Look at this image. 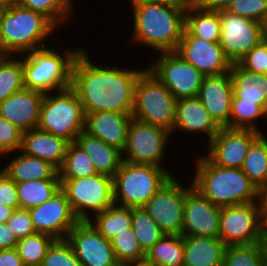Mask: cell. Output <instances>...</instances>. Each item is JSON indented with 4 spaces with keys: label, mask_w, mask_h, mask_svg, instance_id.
Returning <instances> with one entry per match:
<instances>
[{
    "label": "cell",
    "mask_w": 267,
    "mask_h": 266,
    "mask_svg": "<svg viewBox=\"0 0 267 266\" xmlns=\"http://www.w3.org/2000/svg\"><path fill=\"white\" fill-rule=\"evenodd\" d=\"M176 128L195 133L207 132L210 142L221 127L197 97H189L177 99L174 129Z\"/></svg>",
    "instance_id": "obj_24"
},
{
    "label": "cell",
    "mask_w": 267,
    "mask_h": 266,
    "mask_svg": "<svg viewBox=\"0 0 267 266\" xmlns=\"http://www.w3.org/2000/svg\"><path fill=\"white\" fill-rule=\"evenodd\" d=\"M132 208L116 206L114 203L107 209L96 214V224L93 226L108 241L113 240L118 234L132 228Z\"/></svg>",
    "instance_id": "obj_32"
},
{
    "label": "cell",
    "mask_w": 267,
    "mask_h": 266,
    "mask_svg": "<svg viewBox=\"0 0 267 266\" xmlns=\"http://www.w3.org/2000/svg\"><path fill=\"white\" fill-rule=\"evenodd\" d=\"M20 208L31 209L47 201L61 189L60 179L16 182Z\"/></svg>",
    "instance_id": "obj_30"
},
{
    "label": "cell",
    "mask_w": 267,
    "mask_h": 266,
    "mask_svg": "<svg viewBox=\"0 0 267 266\" xmlns=\"http://www.w3.org/2000/svg\"><path fill=\"white\" fill-rule=\"evenodd\" d=\"M226 10L263 24L267 17V0H236Z\"/></svg>",
    "instance_id": "obj_43"
},
{
    "label": "cell",
    "mask_w": 267,
    "mask_h": 266,
    "mask_svg": "<svg viewBox=\"0 0 267 266\" xmlns=\"http://www.w3.org/2000/svg\"><path fill=\"white\" fill-rule=\"evenodd\" d=\"M175 52L204 76L228 73L233 65L219 42L193 36L186 28Z\"/></svg>",
    "instance_id": "obj_16"
},
{
    "label": "cell",
    "mask_w": 267,
    "mask_h": 266,
    "mask_svg": "<svg viewBox=\"0 0 267 266\" xmlns=\"http://www.w3.org/2000/svg\"><path fill=\"white\" fill-rule=\"evenodd\" d=\"M169 131L163 127L148 124L132 118L127 132V142L123 152L124 161L133 164H152L160 167Z\"/></svg>",
    "instance_id": "obj_13"
},
{
    "label": "cell",
    "mask_w": 267,
    "mask_h": 266,
    "mask_svg": "<svg viewBox=\"0 0 267 266\" xmlns=\"http://www.w3.org/2000/svg\"><path fill=\"white\" fill-rule=\"evenodd\" d=\"M258 206L250 202L221 208L219 238L227 246L257 243L261 232Z\"/></svg>",
    "instance_id": "obj_14"
},
{
    "label": "cell",
    "mask_w": 267,
    "mask_h": 266,
    "mask_svg": "<svg viewBox=\"0 0 267 266\" xmlns=\"http://www.w3.org/2000/svg\"><path fill=\"white\" fill-rule=\"evenodd\" d=\"M14 211V208L0 203V224L6 223Z\"/></svg>",
    "instance_id": "obj_54"
},
{
    "label": "cell",
    "mask_w": 267,
    "mask_h": 266,
    "mask_svg": "<svg viewBox=\"0 0 267 266\" xmlns=\"http://www.w3.org/2000/svg\"><path fill=\"white\" fill-rule=\"evenodd\" d=\"M259 199L261 231L267 232V196H260Z\"/></svg>",
    "instance_id": "obj_52"
},
{
    "label": "cell",
    "mask_w": 267,
    "mask_h": 266,
    "mask_svg": "<svg viewBox=\"0 0 267 266\" xmlns=\"http://www.w3.org/2000/svg\"><path fill=\"white\" fill-rule=\"evenodd\" d=\"M44 93L31 89L15 92L0 103V116L23 132L37 128Z\"/></svg>",
    "instance_id": "obj_21"
},
{
    "label": "cell",
    "mask_w": 267,
    "mask_h": 266,
    "mask_svg": "<svg viewBox=\"0 0 267 266\" xmlns=\"http://www.w3.org/2000/svg\"><path fill=\"white\" fill-rule=\"evenodd\" d=\"M90 157L96 172L114 177L123 162V152L82 131L75 141Z\"/></svg>",
    "instance_id": "obj_26"
},
{
    "label": "cell",
    "mask_w": 267,
    "mask_h": 266,
    "mask_svg": "<svg viewBox=\"0 0 267 266\" xmlns=\"http://www.w3.org/2000/svg\"><path fill=\"white\" fill-rule=\"evenodd\" d=\"M132 230L142 250L147 253L165 234L143 207L131 212Z\"/></svg>",
    "instance_id": "obj_35"
},
{
    "label": "cell",
    "mask_w": 267,
    "mask_h": 266,
    "mask_svg": "<svg viewBox=\"0 0 267 266\" xmlns=\"http://www.w3.org/2000/svg\"><path fill=\"white\" fill-rule=\"evenodd\" d=\"M6 225L18 240L36 233L28 209H15L12 216L6 222Z\"/></svg>",
    "instance_id": "obj_46"
},
{
    "label": "cell",
    "mask_w": 267,
    "mask_h": 266,
    "mask_svg": "<svg viewBox=\"0 0 267 266\" xmlns=\"http://www.w3.org/2000/svg\"><path fill=\"white\" fill-rule=\"evenodd\" d=\"M6 58L0 55V103L25 88L22 60Z\"/></svg>",
    "instance_id": "obj_37"
},
{
    "label": "cell",
    "mask_w": 267,
    "mask_h": 266,
    "mask_svg": "<svg viewBox=\"0 0 267 266\" xmlns=\"http://www.w3.org/2000/svg\"><path fill=\"white\" fill-rule=\"evenodd\" d=\"M182 235L163 236L147 253L145 262L153 266H183Z\"/></svg>",
    "instance_id": "obj_31"
},
{
    "label": "cell",
    "mask_w": 267,
    "mask_h": 266,
    "mask_svg": "<svg viewBox=\"0 0 267 266\" xmlns=\"http://www.w3.org/2000/svg\"><path fill=\"white\" fill-rule=\"evenodd\" d=\"M185 28L193 36L208 42H219L221 33L219 11L201 8L193 2L185 11Z\"/></svg>",
    "instance_id": "obj_28"
},
{
    "label": "cell",
    "mask_w": 267,
    "mask_h": 266,
    "mask_svg": "<svg viewBox=\"0 0 267 266\" xmlns=\"http://www.w3.org/2000/svg\"><path fill=\"white\" fill-rule=\"evenodd\" d=\"M261 196H267V186L262 191Z\"/></svg>",
    "instance_id": "obj_59"
},
{
    "label": "cell",
    "mask_w": 267,
    "mask_h": 266,
    "mask_svg": "<svg viewBox=\"0 0 267 266\" xmlns=\"http://www.w3.org/2000/svg\"><path fill=\"white\" fill-rule=\"evenodd\" d=\"M134 11V39L160 52H174L185 29L188 7H174L143 0H131Z\"/></svg>",
    "instance_id": "obj_2"
},
{
    "label": "cell",
    "mask_w": 267,
    "mask_h": 266,
    "mask_svg": "<svg viewBox=\"0 0 267 266\" xmlns=\"http://www.w3.org/2000/svg\"><path fill=\"white\" fill-rule=\"evenodd\" d=\"M236 0H195L201 8L213 11L226 10Z\"/></svg>",
    "instance_id": "obj_50"
},
{
    "label": "cell",
    "mask_w": 267,
    "mask_h": 266,
    "mask_svg": "<svg viewBox=\"0 0 267 266\" xmlns=\"http://www.w3.org/2000/svg\"><path fill=\"white\" fill-rule=\"evenodd\" d=\"M38 129L50 132L69 143L85 129V113L76 91L72 88L59 90V95L44 94L40 106Z\"/></svg>",
    "instance_id": "obj_7"
},
{
    "label": "cell",
    "mask_w": 267,
    "mask_h": 266,
    "mask_svg": "<svg viewBox=\"0 0 267 266\" xmlns=\"http://www.w3.org/2000/svg\"><path fill=\"white\" fill-rule=\"evenodd\" d=\"M16 4V0H0V9L5 10Z\"/></svg>",
    "instance_id": "obj_55"
},
{
    "label": "cell",
    "mask_w": 267,
    "mask_h": 266,
    "mask_svg": "<svg viewBox=\"0 0 267 266\" xmlns=\"http://www.w3.org/2000/svg\"><path fill=\"white\" fill-rule=\"evenodd\" d=\"M69 142L50 132L33 128L22 135L21 152L49 162L57 170L63 164Z\"/></svg>",
    "instance_id": "obj_23"
},
{
    "label": "cell",
    "mask_w": 267,
    "mask_h": 266,
    "mask_svg": "<svg viewBox=\"0 0 267 266\" xmlns=\"http://www.w3.org/2000/svg\"><path fill=\"white\" fill-rule=\"evenodd\" d=\"M89 61L82 50L72 69L71 87L76 91L84 113L110 111L132 115L134 89L143 71L99 68Z\"/></svg>",
    "instance_id": "obj_1"
},
{
    "label": "cell",
    "mask_w": 267,
    "mask_h": 266,
    "mask_svg": "<svg viewBox=\"0 0 267 266\" xmlns=\"http://www.w3.org/2000/svg\"><path fill=\"white\" fill-rule=\"evenodd\" d=\"M177 99L149 70L136 81L132 117L136 120L174 130Z\"/></svg>",
    "instance_id": "obj_8"
},
{
    "label": "cell",
    "mask_w": 267,
    "mask_h": 266,
    "mask_svg": "<svg viewBox=\"0 0 267 266\" xmlns=\"http://www.w3.org/2000/svg\"><path fill=\"white\" fill-rule=\"evenodd\" d=\"M183 266H223L227 245L210 236H183Z\"/></svg>",
    "instance_id": "obj_25"
},
{
    "label": "cell",
    "mask_w": 267,
    "mask_h": 266,
    "mask_svg": "<svg viewBox=\"0 0 267 266\" xmlns=\"http://www.w3.org/2000/svg\"><path fill=\"white\" fill-rule=\"evenodd\" d=\"M0 203L14 209L20 208L16 182L11 180L7 175L0 180Z\"/></svg>",
    "instance_id": "obj_47"
},
{
    "label": "cell",
    "mask_w": 267,
    "mask_h": 266,
    "mask_svg": "<svg viewBox=\"0 0 267 266\" xmlns=\"http://www.w3.org/2000/svg\"><path fill=\"white\" fill-rule=\"evenodd\" d=\"M193 187L221 208L255 202L261 191L241 168L222 167L208 158L197 161Z\"/></svg>",
    "instance_id": "obj_3"
},
{
    "label": "cell",
    "mask_w": 267,
    "mask_h": 266,
    "mask_svg": "<svg viewBox=\"0 0 267 266\" xmlns=\"http://www.w3.org/2000/svg\"><path fill=\"white\" fill-rule=\"evenodd\" d=\"M159 61L148 70L176 99L197 97L204 75L175 51L161 52Z\"/></svg>",
    "instance_id": "obj_10"
},
{
    "label": "cell",
    "mask_w": 267,
    "mask_h": 266,
    "mask_svg": "<svg viewBox=\"0 0 267 266\" xmlns=\"http://www.w3.org/2000/svg\"><path fill=\"white\" fill-rule=\"evenodd\" d=\"M16 4L47 17L56 27L70 14V0H16Z\"/></svg>",
    "instance_id": "obj_40"
},
{
    "label": "cell",
    "mask_w": 267,
    "mask_h": 266,
    "mask_svg": "<svg viewBox=\"0 0 267 266\" xmlns=\"http://www.w3.org/2000/svg\"><path fill=\"white\" fill-rule=\"evenodd\" d=\"M257 245L261 254V258L267 266V232L261 231L257 240Z\"/></svg>",
    "instance_id": "obj_51"
},
{
    "label": "cell",
    "mask_w": 267,
    "mask_h": 266,
    "mask_svg": "<svg viewBox=\"0 0 267 266\" xmlns=\"http://www.w3.org/2000/svg\"><path fill=\"white\" fill-rule=\"evenodd\" d=\"M6 175L14 182L59 179L58 170L49 162L21 153L6 167Z\"/></svg>",
    "instance_id": "obj_29"
},
{
    "label": "cell",
    "mask_w": 267,
    "mask_h": 266,
    "mask_svg": "<svg viewBox=\"0 0 267 266\" xmlns=\"http://www.w3.org/2000/svg\"><path fill=\"white\" fill-rule=\"evenodd\" d=\"M97 174L93 162L76 142L68 144L63 164L58 170L59 179H77Z\"/></svg>",
    "instance_id": "obj_34"
},
{
    "label": "cell",
    "mask_w": 267,
    "mask_h": 266,
    "mask_svg": "<svg viewBox=\"0 0 267 266\" xmlns=\"http://www.w3.org/2000/svg\"><path fill=\"white\" fill-rule=\"evenodd\" d=\"M6 175V168L2 169V171H0V180Z\"/></svg>",
    "instance_id": "obj_58"
},
{
    "label": "cell",
    "mask_w": 267,
    "mask_h": 266,
    "mask_svg": "<svg viewBox=\"0 0 267 266\" xmlns=\"http://www.w3.org/2000/svg\"><path fill=\"white\" fill-rule=\"evenodd\" d=\"M111 245L121 266L145 261L146 253L140 247L132 228L118 234L111 240Z\"/></svg>",
    "instance_id": "obj_38"
},
{
    "label": "cell",
    "mask_w": 267,
    "mask_h": 266,
    "mask_svg": "<svg viewBox=\"0 0 267 266\" xmlns=\"http://www.w3.org/2000/svg\"><path fill=\"white\" fill-rule=\"evenodd\" d=\"M260 131L221 127L209 142L207 158L217 166L242 168L252 142Z\"/></svg>",
    "instance_id": "obj_18"
},
{
    "label": "cell",
    "mask_w": 267,
    "mask_h": 266,
    "mask_svg": "<svg viewBox=\"0 0 267 266\" xmlns=\"http://www.w3.org/2000/svg\"><path fill=\"white\" fill-rule=\"evenodd\" d=\"M41 266H82L66 239H56L48 248Z\"/></svg>",
    "instance_id": "obj_42"
},
{
    "label": "cell",
    "mask_w": 267,
    "mask_h": 266,
    "mask_svg": "<svg viewBox=\"0 0 267 266\" xmlns=\"http://www.w3.org/2000/svg\"><path fill=\"white\" fill-rule=\"evenodd\" d=\"M241 169L262 192L267 186V139L262 132L252 142Z\"/></svg>",
    "instance_id": "obj_33"
},
{
    "label": "cell",
    "mask_w": 267,
    "mask_h": 266,
    "mask_svg": "<svg viewBox=\"0 0 267 266\" xmlns=\"http://www.w3.org/2000/svg\"><path fill=\"white\" fill-rule=\"evenodd\" d=\"M80 52L81 49L66 51L65 59L56 51L44 47L27 53L22 61L24 87L44 94L71 87L74 61Z\"/></svg>",
    "instance_id": "obj_5"
},
{
    "label": "cell",
    "mask_w": 267,
    "mask_h": 266,
    "mask_svg": "<svg viewBox=\"0 0 267 266\" xmlns=\"http://www.w3.org/2000/svg\"><path fill=\"white\" fill-rule=\"evenodd\" d=\"M56 26L43 14L18 4L2 10L0 15V55L31 52ZM39 44V46L37 45ZM38 46V47H37Z\"/></svg>",
    "instance_id": "obj_4"
},
{
    "label": "cell",
    "mask_w": 267,
    "mask_h": 266,
    "mask_svg": "<svg viewBox=\"0 0 267 266\" xmlns=\"http://www.w3.org/2000/svg\"><path fill=\"white\" fill-rule=\"evenodd\" d=\"M233 84L230 72L205 76L197 98L220 127H229Z\"/></svg>",
    "instance_id": "obj_20"
},
{
    "label": "cell",
    "mask_w": 267,
    "mask_h": 266,
    "mask_svg": "<svg viewBox=\"0 0 267 266\" xmlns=\"http://www.w3.org/2000/svg\"><path fill=\"white\" fill-rule=\"evenodd\" d=\"M191 186L185 189L181 235L219 238L221 207Z\"/></svg>",
    "instance_id": "obj_17"
},
{
    "label": "cell",
    "mask_w": 267,
    "mask_h": 266,
    "mask_svg": "<svg viewBox=\"0 0 267 266\" xmlns=\"http://www.w3.org/2000/svg\"><path fill=\"white\" fill-rule=\"evenodd\" d=\"M220 40L225 55L232 63H237L263 39V24L232 14L227 10L219 11Z\"/></svg>",
    "instance_id": "obj_12"
},
{
    "label": "cell",
    "mask_w": 267,
    "mask_h": 266,
    "mask_svg": "<svg viewBox=\"0 0 267 266\" xmlns=\"http://www.w3.org/2000/svg\"><path fill=\"white\" fill-rule=\"evenodd\" d=\"M55 240L51 235L36 232L20 239L15 248L24 266H41L48 248Z\"/></svg>",
    "instance_id": "obj_36"
},
{
    "label": "cell",
    "mask_w": 267,
    "mask_h": 266,
    "mask_svg": "<svg viewBox=\"0 0 267 266\" xmlns=\"http://www.w3.org/2000/svg\"><path fill=\"white\" fill-rule=\"evenodd\" d=\"M265 118L267 119V107H266V110H265Z\"/></svg>",
    "instance_id": "obj_60"
},
{
    "label": "cell",
    "mask_w": 267,
    "mask_h": 266,
    "mask_svg": "<svg viewBox=\"0 0 267 266\" xmlns=\"http://www.w3.org/2000/svg\"><path fill=\"white\" fill-rule=\"evenodd\" d=\"M243 69L251 73L266 74L267 41L262 40L237 62Z\"/></svg>",
    "instance_id": "obj_44"
},
{
    "label": "cell",
    "mask_w": 267,
    "mask_h": 266,
    "mask_svg": "<svg viewBox=\"0 0 267 266\" xmlns=\"http://www.w3.org/2000/svg\"><path fill=\"white\" fill-rule=\"evenodd\" d=\"M66 240L71 244L82 266H121L111 241L105 239L90 220H79L69 231Z\"/></svg>",
    "instance_id": "obj_15"
},
{
    "label": "cell",
    "mask_w": 267,
    "mask_h": 266,
    "mask_svg": "<svg viewBox=\"0 0 267 266\" xmlns=\"http://www.w3.org/2000/svg\"><path fill=\"white\" fill-rule=\"evenodd\" d=\"M230 75L232 77L233 94L240 103H255L267 105V75L251 73L238 63H233Z\"/></svg>",
    "instance_id": "obj_27"
},
{
    "label": "cell",
    "mask_w": 267,
    "mask_h": 266,
    "mask_svg": "<svg viewBox=\"0 0 267 266\" xmlns=\"http://www.w3.org/2000/svg\"><path fill=\"white\" fill-rule=\"evenodd\" d=\"M126 266H153V265H150V264H147L145 261L144 262H141V263H133L132 264H128Z\"/></svg>",
    "instance_id": "obj_57"
},
{
    "label": "cell",
    "mask_w": 267,
    "mask_h": 266,
    "mask_svg": "<svg viewBox=\"0 0 267 266\" xmlns=\"http://www.w3.org/2000/svg\"><path fill=\"white\" fill-rule=\"evenodd\" d=\"M18 241L6 223L0 224V250L15 248Z\"/></svg>",
    "instance_id": "obj_49"
},
{
    "label": "cell",
    "mask_w": 267,
    "mask_h": 266,
    "mask_svg": "<svg viewBox=\"0 0 267 266\" xmlns=\"http://www.w3.org/2000/svg\"><path fill=\"white\" fill-rule=\"evenodd\" d=\"M184 187L171 176L143 206L165 235H181Z\"/></svg>",
    "instance_id": "obj_11"
},
{
    "label": "cell",
    "mask_w": 267,
    "mask_h": 266,
    "mask_svg": "<svg viewBox=\"0 0 267 266\" xmlns=\"http://www.w3.org/2000/svg\"><path fill=\"white\" fill-rule=\"evenodd\" d=\"M23 131L0 116V154L21 148Z\"/></svg>",
    "instance_id": "obj_45"
},
{
    "label": "cell",
    "mask_w": 267,
    "mask_h": 266,
    "mask_svg": "<svg viewBox=\"0 0 267 266\" xmlns=\"http://www.w3.org/2000/svg\"><path fill=\"white\" fill-rule=\"evenodd\" d=\"M132 118L127 113L110 111L85 114L84 131L123 152Z\"/></svg>",
    "instance_id": "obj_22"
},
{
    "label": "cell",
    "mask_w": 267,
    "mask_h": 266,
    "mask_svg": "<svg viewBox=\"0 0 267 266\" xmlns=\"http://www.w3.org/2000/svg\"><path fill=\"white\" fill-rule=\"evenodd\" d=\"M223 266H265V264L257 243H254L227 246Z\"/></svg>",
    "instance_id": "obj_41"
},
{
    "label": "cell",
    "mask_w": 267,
    "mask_h": 266,
    "mask_svg": "<svg viewBox=\"0 0 267 266\" xmlns=\"http://www.w3.org/2000/svg\"><path fill=\"white\" fill-rule=\"evenodd\" d=\"M170 177L162 167L123 160L113 177L114 203L121 202V206L129 208L143 207Z\"/></svg>",
    "instance_id": "obj_6"
},
{
    "label": "cell",
    "mask_w": 267,
    "mask_h": 266,
    "mask_svg": "<svg viewBox=\"0 0 267 266\" xmlns=\"http://www.w3.org/2000/svg\"><path fill=\"white\" fill-rule=\"evenodd\" d=\"M28 210L35 231L51 235L55 239H66L69 231L79 221L62 189L47 201Z\"/></svg>",
    "instance_id": "obj_19"
},
{
    "label": "cell",
    "mask_w": 267,
    "mask_h": 266,
    "mask_svg": "<svg viewBox=\"0 0 267 266\" xmlns=\"http://www.w3.org/2000/svg\"><path fill=\"white\" fill-rule=\"evenodd\" d=\"M0 266H24L16 248L0 250Z\"/></svg>",
    "instance_id": "obj_48"
},
{
    "label": "cell",
    "mask_w": 267,
    "mask_h": 266,
    "mask_svg": "<svg viewBox=\"0 0 267 266\" xmlns=\"http://www.w3.org/2000/svg\"><path fill=\"white\" fill-rule=\"evenodd\" d=\"M266 107L267 105H256L255 103H240V99L233 94L229 128L252 129L258 131L253 120L265 116Z\"/></svg>",
    "instance_id": "obj_39"
},
{
    "label": "cell",
    "mask_w": 267,
    "mask_h": 266,
    "mask_svg": "<svg viewBox=\"0 0 267 266\" xmlns=\"http://www.w3.org/2000/svg\"><path fill=\"white\" fill-rule=\"evenodd\" d=\"M263 37L267 41V17L263 22Z\"/></svg>",
    "instance_id": "obj_56"
},
{
    "label": "cell",
    "mask_w": 267,
    "mask_h": 266,
    "mask_svg": "<svg viewBox=\"0 0 267 266\" xmlns=\"http://www.w3.org/2000/svg\"><path fill=\"white\" fill-rule=\"evenodd\" d=\"M143 1L165 4L174 7H188L190 4L195 2V0H143Z\"/></svg>",
    "instance_id": "obj_53"
},
{
    "label": "cell",
    "mask_w": 267,
    "mask_h": 266,
    "mask_svg": "<svg viewBox=\"0 0 267 266\" xmlns=\"http://www.w3.org/2000/svg\"><path fill=\"white\" fill-rule=\"evenodd\" d=\"M70 207L78 220H90L86 210L100 213L114 204L113 178L95 174L77 179H60Z\"/></svg>",
    "instance_id": "obj_9"
}]
</instances>
